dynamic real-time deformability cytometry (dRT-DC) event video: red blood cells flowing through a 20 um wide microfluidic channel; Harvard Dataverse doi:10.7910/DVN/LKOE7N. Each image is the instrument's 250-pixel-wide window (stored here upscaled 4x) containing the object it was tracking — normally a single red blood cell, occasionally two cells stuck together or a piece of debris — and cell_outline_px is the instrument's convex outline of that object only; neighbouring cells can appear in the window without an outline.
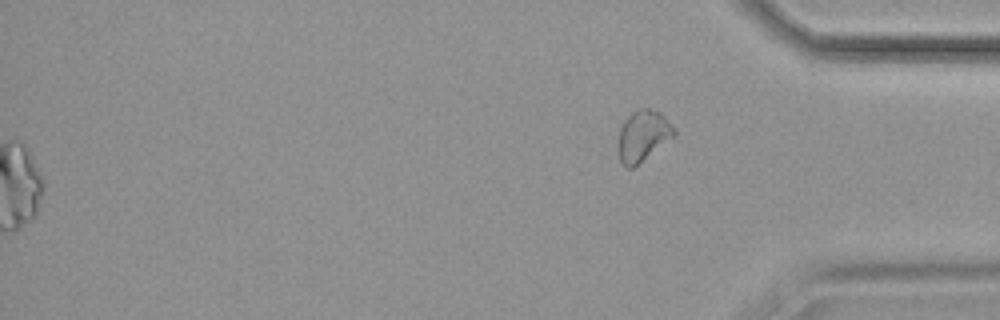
{"species": "common noctule bat (a hibernating species)", "species_latin": "Nyctalus noctula", "temperature_condition": "cold", "stored_images_in_passage": 41, "segment_of_instrument_passage": [2, 2], "camera_frame_rate_fps": 3000, "um_per_image_px": 0.085, "animal": {"sex": "female", "body_mass_g": 19.9}, "frame": {"image": 1, "passage_image": 41, "time_ms": 13.333, "image_size_px": [1000, 320], "cell_outline_px": [[676, 136], [632, 168], [624, 168], [620, 160], [620, 128], [624, 120], [632, 112], [640, 108], [648, 108], [660, 112], [664, 116], [676, 132]], "centroid_in_image_um": [54.68, 11.54], "position_along_channel_um": 380.5, "area_um2": 16.3}}